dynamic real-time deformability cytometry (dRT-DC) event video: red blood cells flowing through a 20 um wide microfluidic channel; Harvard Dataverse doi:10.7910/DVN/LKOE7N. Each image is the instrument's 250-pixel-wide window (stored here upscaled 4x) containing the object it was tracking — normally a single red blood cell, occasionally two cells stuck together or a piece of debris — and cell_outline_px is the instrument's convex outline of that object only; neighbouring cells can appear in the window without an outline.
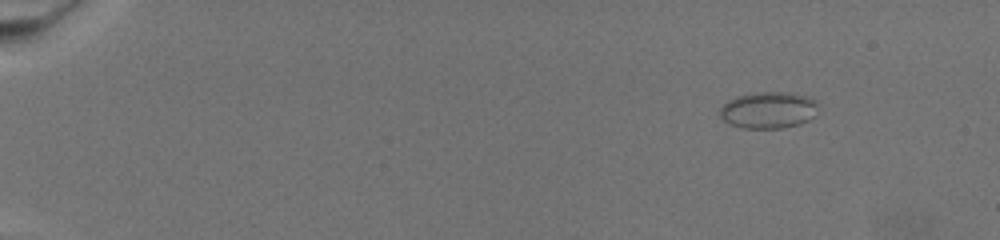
{"species": "common noctule bat (a hibernating species)", "species_latin": "Nyctalus noctula", "temperature_condition": "warm", "stored_images_in_passage": 64, "camera_frame_rate_fps": 3000, "um_per_image_px": 0.085, "animal": {"sex": "female", "body_mass_g": 19.5, "forearm_length_mm": 54.1}, "frame": {"image": 1, "passage_image": 1, "time_ms": 0.0, "image_size_px": [1000, 240], "cell_outline_px": [[816, 104], [812, 116], [808, 120], [800, 124], [780, 128], [744, 128], [732, 124], [724, 120], [720, 116], [720, 108], [728, 100], [736, 96], [760, 92], [780, 92], [808, 96]], "centroid_in_image_um": [65.26, 9.36], "position_along_channel_um": 19.7, "area_um2": 20.46}}
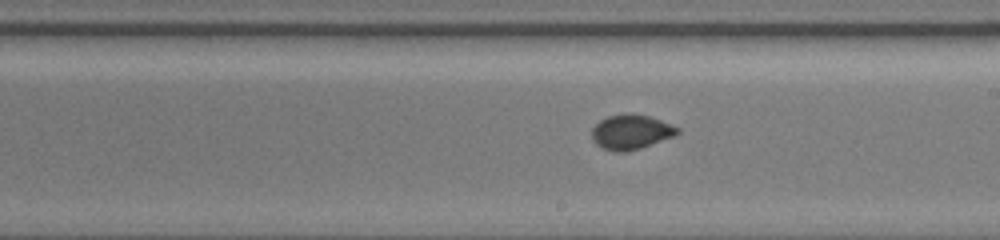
{"frame": {"image": 2, "passage_image": 37, "time_ms": 12.0, "image_size_px": [1000, 240], "cell_outline_px": [[680, 132], [676, 136], [628, 152], [612, 152], [596, 144], [592, 140], [592, 128], [600, 120], [608, 116], [628, 112], [648, 116], [660, 120], [680, 128]], "centroid_in_image_um": [53.64, 11.22], "position_along_channel_um": 235.4, "area_um2": 17.51}}
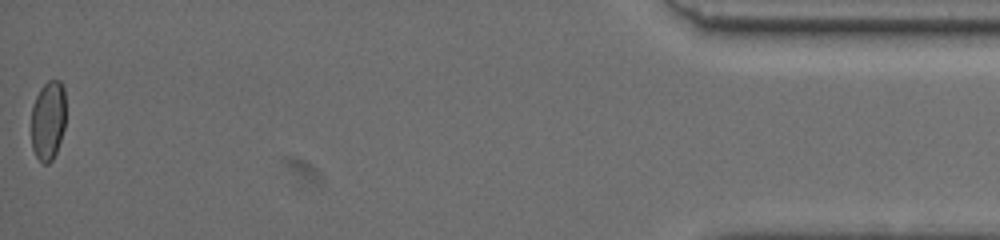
{"frame": {"image": 3, "passage_image": 64, "time_ms": 21.0, "image_size_px": [1000, 240], "cell_outline_px": [[64, 128], [56, 152], [52, 160], [48, 164], [44, 164], [36, 156], [32, 148], [32, 104], [40, 88], [48, 80], [60, 80], [64, 88]], "centroid_in_image_um": [4.08, 10.22], "position_along_channel_um": 431.1, "area_um2": 15.9}}